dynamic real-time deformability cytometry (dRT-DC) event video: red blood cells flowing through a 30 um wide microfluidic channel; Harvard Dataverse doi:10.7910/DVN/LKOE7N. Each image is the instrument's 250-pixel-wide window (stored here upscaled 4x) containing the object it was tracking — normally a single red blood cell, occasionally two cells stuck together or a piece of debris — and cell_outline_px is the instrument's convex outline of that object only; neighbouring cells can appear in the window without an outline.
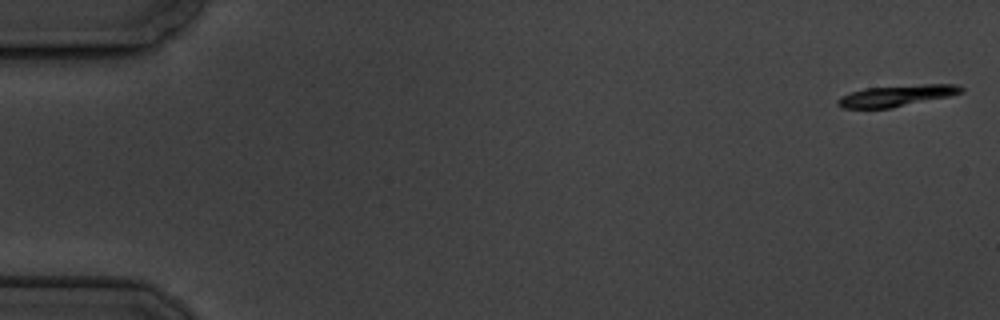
{"species": "common noctule bat (a hibernating species)", "species_latin": "Nyctalus noctula", "temperature_condition": "cold", "stored_images_in_passage": 8, "camera_frame_rate_fps": 3000, "um_per_image_px": 0.085, "animal": {"sex": "male", "body_mass_g": 19.5, "forearm_length_mm": 54.6}, "frame": {"image": 1, "passage_image": 1, "time_ms": 0.0, "image_size_px": [1000, 320], "cell_outline_px": [[964, 92], [948, 96], [892, 108], [840, 108], [836, 104], [836, 100], [840, 96], [864, 88], [924, 84], [956, 84], [964, 88]], "centroid_in_image_um": [76.18, 8.13], "position_along_channel_um": 8.8, "area_um2": 15.32}}
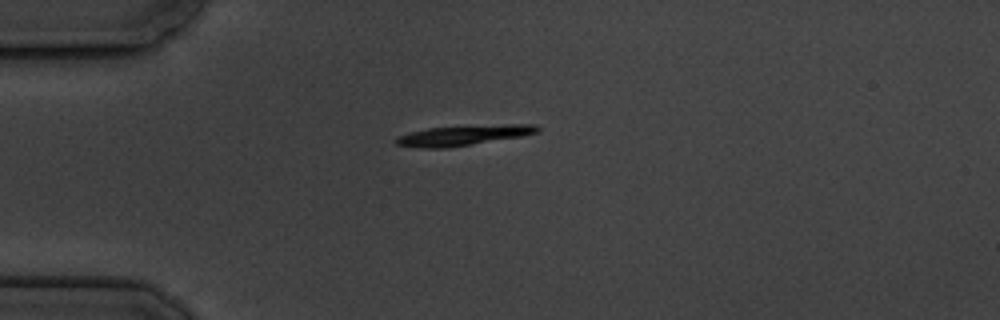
{"frame": {"image": 2, "passage_image": 5, "time_ms": 4.667, "image_size_px": [1000, 320], "cell_outline_px": [[540, 132], [524, 136], [444, 148], [420, 148], [396, 144], [392, 140], [396, 136], [428, 128], [504, 124], [536, 124], [540, 128]], "centroid_in_image_um": [39.41, 11.5], "position_along_channel_um": 45.6, "area_um2": 16.65}}
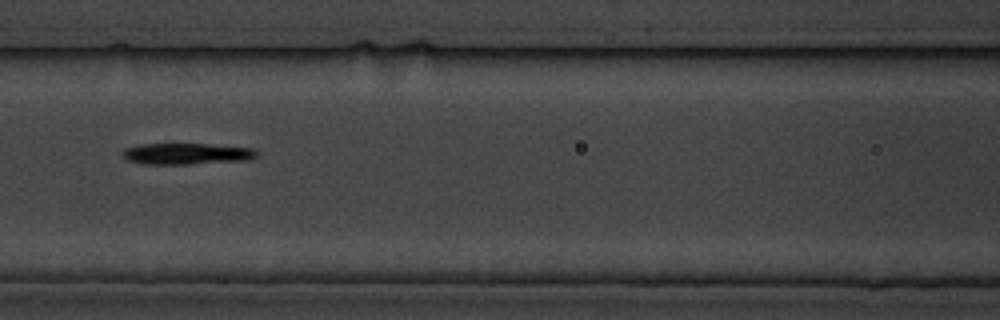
{"frame": {"image": 3, "passage_image": 8, "time_ms": 8.333, "image_size_px": [1000, 320], "cell_outline_px": [[260, 152], [256, 156], [248, 160], [188, 164], [144, 164], [128, 160], [120, 152], [124, 148], [140, 144], [208, 144], [256, 148]], "centroid_in_image_um": [15.89, 13.06], "position_along_channel_um": 150.7, "area_um2": 16.76}}